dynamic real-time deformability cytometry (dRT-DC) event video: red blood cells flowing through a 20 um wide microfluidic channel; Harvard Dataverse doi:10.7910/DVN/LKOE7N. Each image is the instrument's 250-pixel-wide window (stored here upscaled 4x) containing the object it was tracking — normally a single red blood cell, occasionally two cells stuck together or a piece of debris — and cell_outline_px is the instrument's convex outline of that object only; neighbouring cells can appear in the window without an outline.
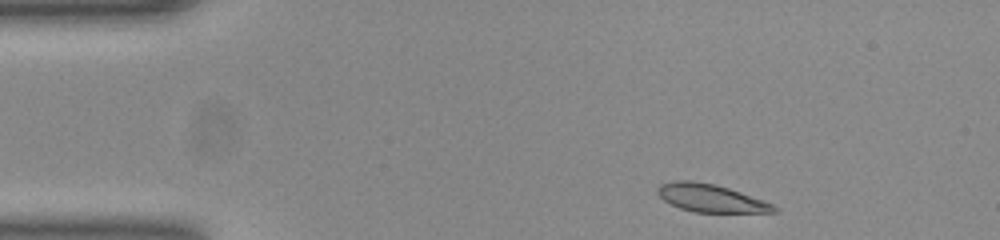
{"species": "common noctule bat (a hibernating species)", "species_latin": "Nyctalus noctula", "temperature_condition": "room temperature", "stored_images_in_passage": 45, "camera_frame_rate_fps": 3000, "um_per_image_px": 0.085, "animal": {"sex": "female", "body_mass_g": 23.0, "forearm_length_mm": 53.4}, "frame": {"image": 1, "passage_image": 1, "time_ms": 0.0, "image_size_px": [1000, 240], "cell_outline_px": [[780, 212], [696, 212], [680, 208], [664, 200], [656, 192], [656, 188], [660, 184], [676, 180], [692, 180], [716, 184], [740, 192], [772, 204]], "centroid_in_image_um": [60.37, 16.83], "position_along_channel_um": 24.6, "area_um2": 18.67}}
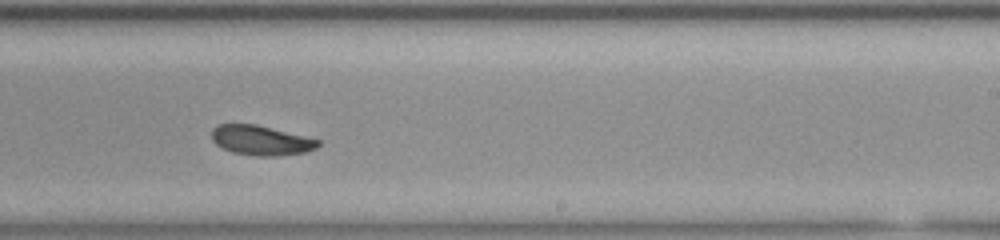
{"frame": {"image": 2, "passage_image": 25, "time_ms": 8.0, "image_size_px": [1000, 240], "cell_outline_px": [[320, 144], [316, 148], [304, 152], [276, 156], [256, 156], [232, 152], [216, 144], [212, 140], [212, 128], [216, 124], [256, 124], [320, 140]], "centroid_in_image_um": [22.16, 11.92], "position_along_channel_um": 266.8, "area_um2": 18.32}}
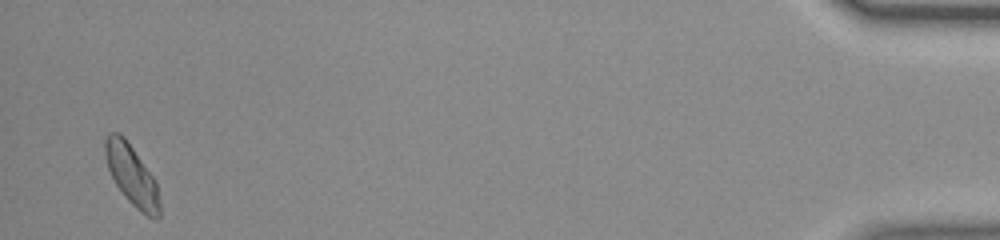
{"frame": {"image": 3, "passage_image": 44, "time_ms": 14.333, "image_size_px": [1000, 240], "cell_outline_px": [[160, 216], [156, 220], [148, 216], [136, 208], [124, 196], [116, 184], [108, 168], [104, 152], [104, 140], [108, 132], [120, 132], [124, 136], [156, 180], [160, 204]], "centroid_in_image_um": [11.2, 14.87], "position_along_channel_um": 424.0, "area_um2": 19.25}, "authors_computed_cell_mechanics": {"area_um2": 18.9006, "velocity_mm_per_s": 3.883, "shape_relaxation_time_tau1_ms": 8.579, "shape_relaxation_time_tau2_ms": 2.827, "deformation_change_tau1": 0.1477, "deformation_change_tau2": 0.0556}}